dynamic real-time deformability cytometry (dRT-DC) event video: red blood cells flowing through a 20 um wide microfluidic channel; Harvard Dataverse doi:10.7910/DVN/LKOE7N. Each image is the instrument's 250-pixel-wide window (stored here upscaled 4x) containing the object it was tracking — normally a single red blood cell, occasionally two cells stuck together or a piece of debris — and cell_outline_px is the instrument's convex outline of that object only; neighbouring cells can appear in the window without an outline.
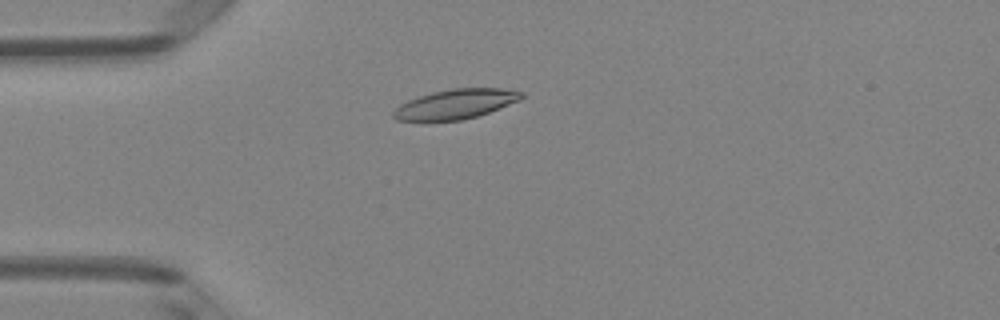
{"species": "Egyptian fruit bat (a non-hibernating species)", "species_latin": "Rousettus aegyptiacus", "temperature_condition": "room temperature", "stored_images_in_passage": 48, "camera_frame_rate_fps": 3000, "um_per_image_px": 0.085, "animal": {"sex": "female"}, "frame": {"image": 1, "passage_image": 12, "time_ms": 3.667, "image_size_px": [1000, 320], "cell_outline_px": [[524, 96], [520, 100], [488, 112], [476, 116], [460, 120], [396, 120], [392, 116], [392, 112], [400, 104], [408, 100], [432, 92], [452, 88], [500, 88], [524, 92]], "centroid_in_image_um": [38.73, 8.83], "position_along_channel_um": 46.3, "area_um2": 21.85}}
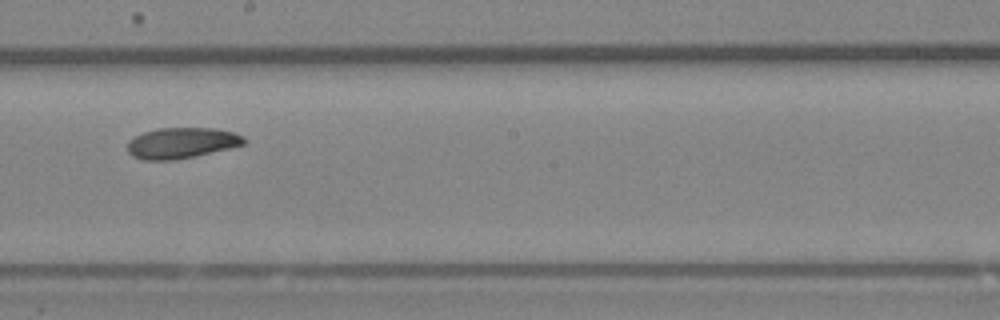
{"frame": {"image": 2, "passage_image": 27, "time_ms": 8.667, "image_size_px": [1000, 320], "cell_outline_px": [[248, 140], [244, 144], [228, 148], [176, 160], [140, 160], [132, 156], [128, 152], [128, 140], [144, 132], [160, 128], [216, 128], [232, 132], [244, 136]], "centroid_in_image_um": [15.42, 12.15], "position_along_channel_um": 232.8, "area_um2": 20.87}}
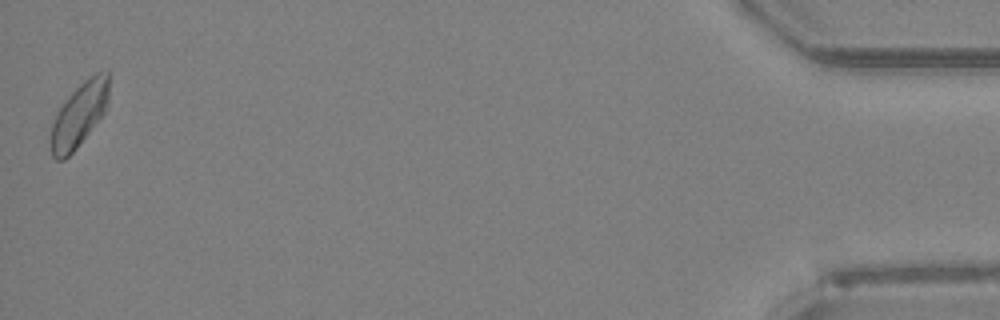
{"frame": {"image": 3, "passage_image": 48, "time_ms": 15.667, "image_size_px": [1000, 320], "cell_outline_px": [[108, 100], [104, 112], [76, 148], [64, 160], [56, 160], [52, 156], [52, 124], [56, 112], [64, 100], [88, 76], [96, 72], [108, 72]], "centroid_in_image_um": [6.72, 9.73], "position_along_channel_um": 428.5, "area_um2": 21.21}, "authors_computed_cell_mechanics": {"area_um2": 21.2415, "velocity_mm_per_s": 4.0899, "shape_relaxation_time_tau1_ms": 7.9794, "shape_relaxation_time_tau2_ms": 9.4768, "deformation_change_tau1": 0.1412, "deformation_change_tau2": 0.1278}}